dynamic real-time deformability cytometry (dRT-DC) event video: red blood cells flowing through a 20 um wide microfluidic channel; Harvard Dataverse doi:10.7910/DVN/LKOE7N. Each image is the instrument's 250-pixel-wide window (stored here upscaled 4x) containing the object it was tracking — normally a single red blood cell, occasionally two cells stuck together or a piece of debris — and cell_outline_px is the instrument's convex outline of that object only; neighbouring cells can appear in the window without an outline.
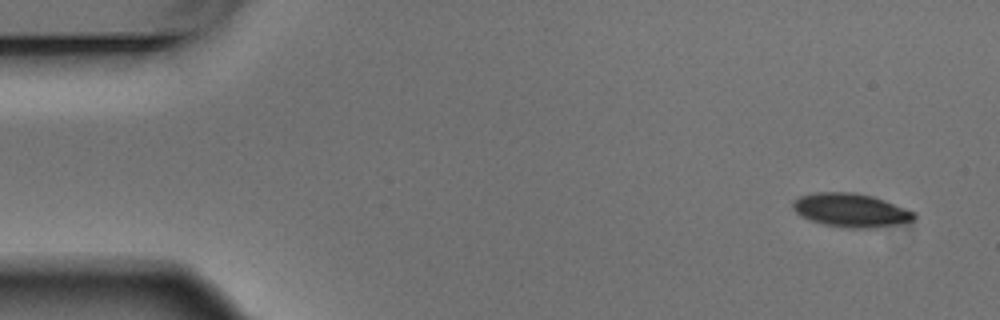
{"species": "Egyptian fruit bat (a non-hibernating species)", "species_latin": "Rousettus aegyptiacus", "temperature_condition": "warm", "stored_images_in_passage": 5, "segment_of_instrument_passage": [2, 2], "camera_frame_rate_fps": 3000, "um_per_image_px": 0.085, "animal": {"sex": "male"}, "frame": {"image": 1, "passage_image": 5, "time_ms": 1.333, "image_size_px": [1000, 320], "cell_outline_px": [[916, 216], [912, 220], [876, 228], [848, 228], [824, 224], [800, 216], [792, 208], [792, 200], [800, 196], [816, 192], [852, 192], [872, 196], [884, 200], [916, 212]], "centroid_in_image_um": [72.29, 17.86], "position_along_channel_um": 12.7, "area_um2": 23.64}}